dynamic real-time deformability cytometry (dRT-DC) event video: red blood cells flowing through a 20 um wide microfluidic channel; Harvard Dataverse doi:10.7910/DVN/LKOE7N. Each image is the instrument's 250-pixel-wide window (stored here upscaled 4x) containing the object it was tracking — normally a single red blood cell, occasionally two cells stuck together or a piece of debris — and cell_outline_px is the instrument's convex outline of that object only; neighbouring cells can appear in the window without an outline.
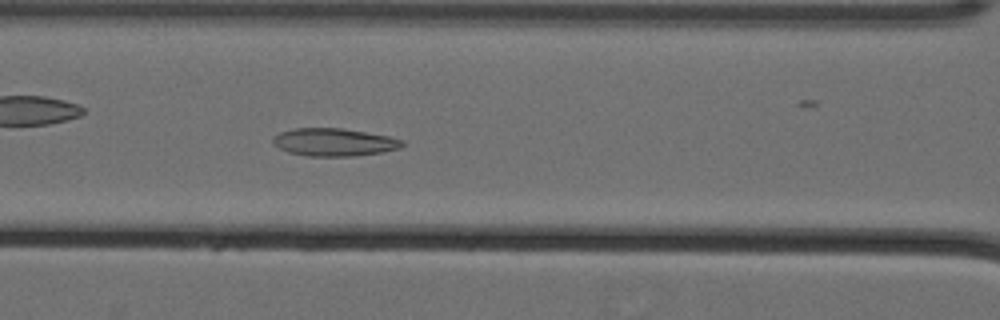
{"species": "Egyptian fruit bat (a non-hibernating species)", "species_latin": "Rousettus aegyptiacus", "temperature_condition": "cold", "stored_images_in_passage": 60, "camera_frame_rate_fps": 3000, "um_per_image_px": 0.085, "animal": {"sex": "female"}, "frame": {"image": 1, "passage_image": 28, "time_ms": 9.0, "image_size_px": [1000, 320], "cell_outline_px": [[404, 144], [400, 148], [384, 152], [356, 156], [308, 156], [288, 152], [272, 144], [272, 136], [280, 132], [292, 128], [344, 128], [388, 136], [404, 140]], "centroid_in_image_um": [28.39, 12.08], "position_along_channel_um": 138.2, "area_um2": 21.15}}
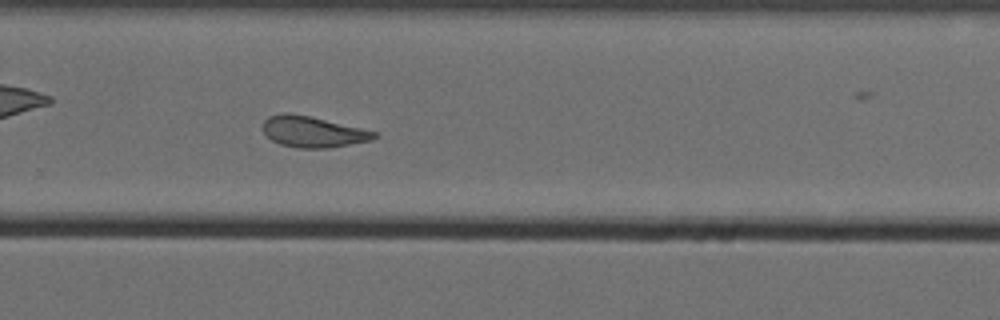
{"frame": {"image": 2, "passage_image": 42, "time_ms": 13.667, "image_size_px": [1000, 320], "cell_outline_px": [[376, 136], [372, 140], [328, 148], [296, 148], [280, 144], [272, 140], [264, 132], [264, 120], [268, 116], [284, 112], [288, 112], [308, 116], [360, 128], [376, 132]], "centroid_in_image_um": [26.55, 11.21], "position_along_channel_um": 303.2, "area_um2": 19.77}}
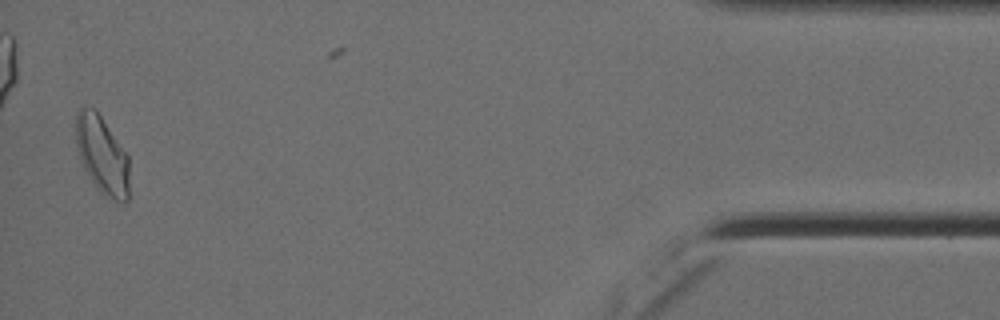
{"frame": {"image": 3, "passage_image": 58, "time_ms": 19.0, "image_size_px": [1000, 320], "cell_outline_px": [[128, 200], [124, 204], [112, 200], [104, 196], [96, 188], [84, 168], [80, 160], [76, 148], [76, 112], [80, 104], [96, 108], [128, 156]], "centroid_in_image_um": [8.65, 13.15], "position_along_channel_um": 426.6, "area_um2": 24.62}, "authors_computed_cell_mechanics": {"area_um2": 21.7617, "velocity_mm_per_s": 3.5483, "shape_relaxation_time_tau1_ms": 11.0548, "shape_relaxation_time_tau2_ms": 2.0845, "deformation_change_tau1": 0.2257, "deformation_change_tau2": 0.0882}}